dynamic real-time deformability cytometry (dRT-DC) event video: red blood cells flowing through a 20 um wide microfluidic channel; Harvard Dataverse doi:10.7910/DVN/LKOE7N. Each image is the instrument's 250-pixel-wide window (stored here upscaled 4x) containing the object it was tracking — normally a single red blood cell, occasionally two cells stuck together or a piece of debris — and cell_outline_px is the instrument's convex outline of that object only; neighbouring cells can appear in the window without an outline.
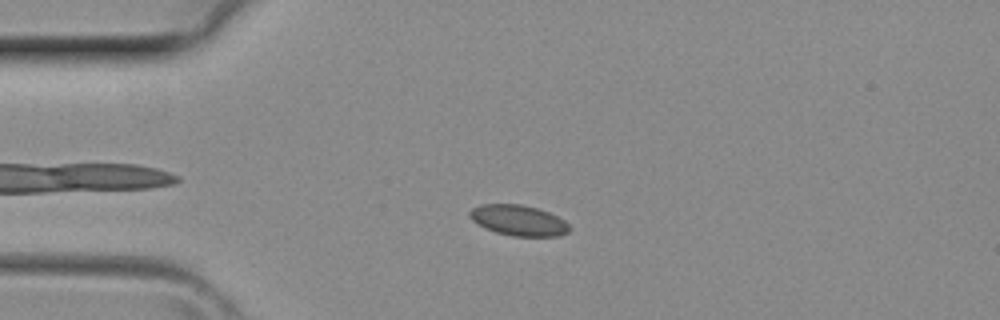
{"species": "common noctule bat (a hibernating species)", "species_latin": "Nyctalus noctula", "temperature_condition": "room temperature", "stored_images_in_passage": 1, "camera_frame_rate_fps": 3000, "um_per_image_px": 0.085, "animal": {"sex": "female", "body_mass_g": 29.2, "forearm_length_mm": 56.3}, "frame": {"image": 1, "passage_image": 1, "time_ms": 0.0, "image_size_px": [1000, 320], "cell_outline_px": [[572, 228], [568, 232], [560, 236], [512, 236], [496, 232], [484, 228], [472, 220], [468, 216], [468, 212], [472, 208], [480, 204], [520, 204], [536, 208], [548, 212], [564, 220]], "centroid_in_image_um": [44.05, 18.73], "position_along_channel_um": 40.9, "area_um2": 17.86}}